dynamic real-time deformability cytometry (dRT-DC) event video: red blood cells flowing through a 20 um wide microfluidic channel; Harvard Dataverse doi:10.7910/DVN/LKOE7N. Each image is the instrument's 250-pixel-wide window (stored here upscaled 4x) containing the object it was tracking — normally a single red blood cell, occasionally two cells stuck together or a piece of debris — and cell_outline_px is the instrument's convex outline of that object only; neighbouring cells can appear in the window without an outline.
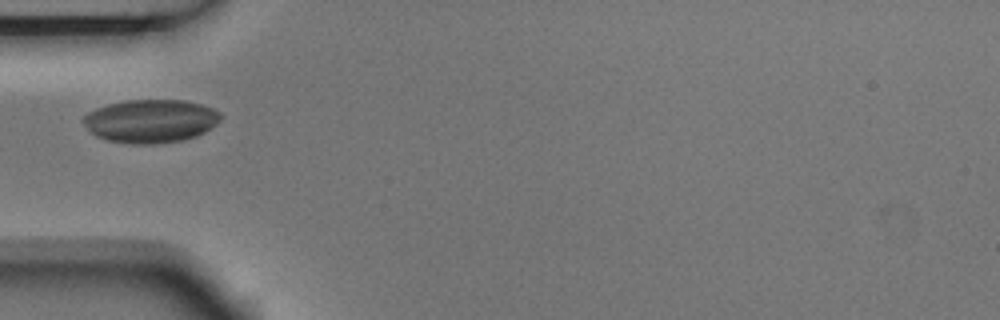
{"species": "Egyptian fruit bat (a non-hibernating species)", "species_latin": "Rousettus aegyptiacus", "temperature_condition": "room temperature", "stored_images_in_passage": 5, "camera_frame_rate_fps": 3000, "um_per_image_px": 0.085, "animal": {"sex": "male"}, "frame": {"image": 1, "passage_image": 5, "time_ms": 1.333, "image_size_px": [1000, 320], "cell_outline_px": [[220, 120], [216, 124], [204, 132], [196, 136], [184, 140], [156, 144], [128, 144], [108, 140], [96, 136], [80, 120], [88, 112], [96, 108], [108, 104], [128, 100], [184, 100], [200, 104], [212, 108], [220, 112]], "centroid_in_image_um": [12.79, 10.29], "position_along_channel_um": 72.2, "area_um2": 34.68}}